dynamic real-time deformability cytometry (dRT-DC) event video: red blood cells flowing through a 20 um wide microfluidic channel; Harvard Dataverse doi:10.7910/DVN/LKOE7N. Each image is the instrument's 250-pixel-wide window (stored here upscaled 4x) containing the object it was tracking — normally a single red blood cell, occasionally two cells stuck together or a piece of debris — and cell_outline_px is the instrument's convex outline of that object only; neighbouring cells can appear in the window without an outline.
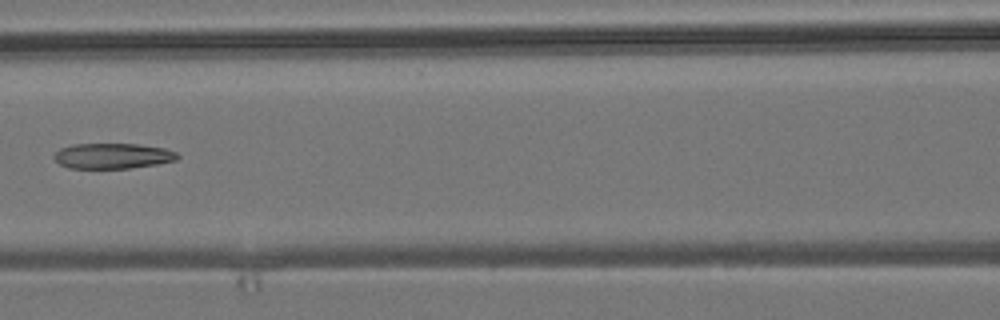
{"species": "common noctule bat (a hibernating species)", "species_latin": "Nyctalus noctula", "temperature_condition": "room temperature", "stored_images_in_passage": 5, "camera_frame_rate_fps": 3000, "um_per_image_px": 0.085, "animal": {"sex": "male", "body_mass_g": 19.2, "forearm_length_mm": 51.8}, "frame": {"image": 1, "passage_image": 4, "time_ms": 3.667, "image_size_px": [1000, 320], "cell_outline_px": [[180, 156], [176, 160], [156, 164], [128, 168], [68, 168], [60, 164], [52, 156], [60, 148], [72, 144], [140, 144], [164, 148], [176, 152]], "centroid_in_image_um": [9.56, 13.25], "position_along_channel_um": 157.0, "area_um2": 18.26}}
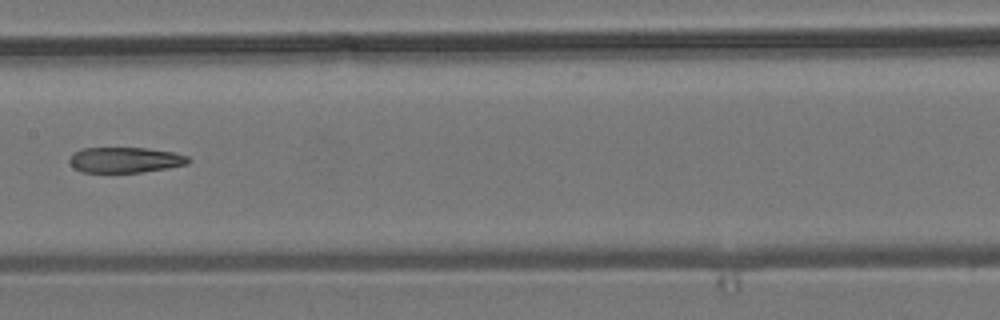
{"frame": {"image": 2, "passage_image": 5, "time_ms": 4.667, "image_size_px": [1000, 320], "cell_outline_px": [[192, 160], [188, 164], [168, 168], [140, 172], [80, 172], [72, 168], [68, 160], [72, 152], [80, 148], [148, 148], [172, 152], [188, 156]], "centroid_in_image_um": [10.6, 13.59], "position_along_channel_um": 196.8, "area_um2": 17.92}}